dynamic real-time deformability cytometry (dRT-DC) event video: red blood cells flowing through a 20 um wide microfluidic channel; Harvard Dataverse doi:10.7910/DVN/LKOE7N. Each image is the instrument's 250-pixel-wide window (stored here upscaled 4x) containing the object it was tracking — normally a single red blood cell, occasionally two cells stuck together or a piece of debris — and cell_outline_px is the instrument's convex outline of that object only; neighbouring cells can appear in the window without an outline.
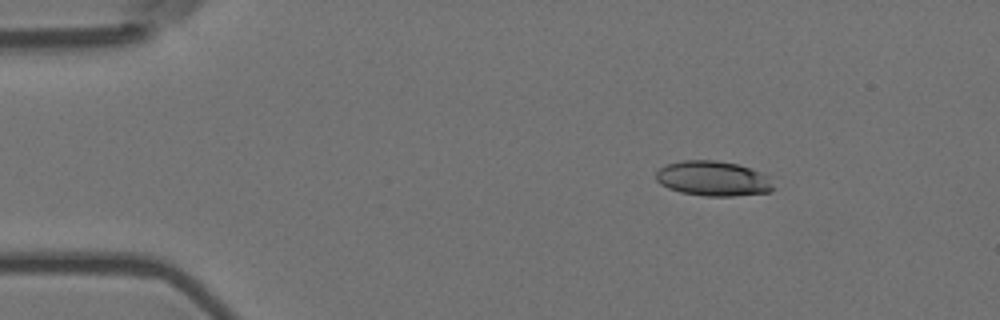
{"species": "Egyptian fruit bat (a non-hibernating species)", "species_latin": "Rousettus aegyptiacus", "temperature_condition": "room temperature", "stored_images_in_passage": 48, "camera_frame_rate_fps": 3000, "um_per_image_px": 0.085, "animal": {"sex": "female"}, "frame": {"image": 1, "passage_image": 1, "time_ms": 0.0, "image_size_px": [1000, 320], "cell_outline_px": [[776, 188], [768, 192], [732, 196], [704, 196], [680, 192], [668, 188], [660, 184], [656, 180], [656, 172], [660, 168], [668, 164], [684, 160], [716, 160], [740, 164], [760, 172], [768, 176]], "centroid_in_image_um": [60.62, 15.17], "position_along_channel_um": 24.4, "area_um2": 24.04}}
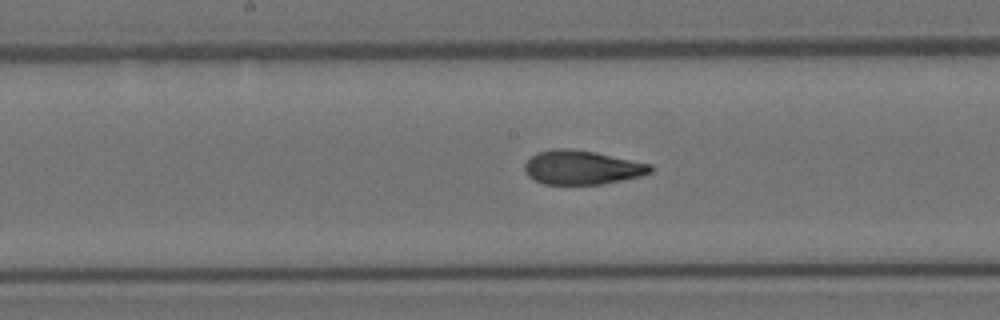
{"frame": {"image": 2, "passage_image": 21, "time_ms": 6.667, "image_size_px": [1000, 320], "cell_outline_px": [[652, 172], [640, 176], [600, 184], [544, 184], [532, 180], [524, 172], [524, 164], [536, 152], [552, 148], [568, 148], [596, 152], [652, 164]], "centroid_in_image_um": [49.42, 14.22], "position_along_channel_um": 198.8, "area_um2": 25.09}}
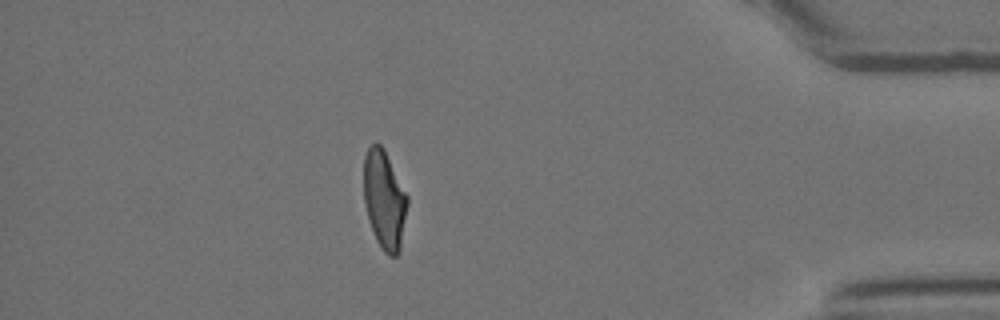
{"frame": {"image": 3, "passage_image": 41, "time_ms": 13.333, "image_size_px": [1000, 320], "cell_outline_px": [[408, 204], [400, 248], [396, 256], [388, 256], [384, 252], [376, 240], [364, 204], [364, 156], [368, 148], [376, 140], [384, 148], [408, 196]], "centroid_in_image_um": [32.67, 16.94], "position_along_channel_um": 402.5, "area_um2": 25.09}, "authors_computed_cell_mechanics": {"area_um2": 25.1141, "velocity_mm_per_s": 3.7037, "shape_relaxation_time_tau1_ms": 7.1192, "shape_relaxation_time_tau2_ms": 1.4203, "deformation_change_tau1": 0.2389, "deformation_change_tau2": 0.0917}}